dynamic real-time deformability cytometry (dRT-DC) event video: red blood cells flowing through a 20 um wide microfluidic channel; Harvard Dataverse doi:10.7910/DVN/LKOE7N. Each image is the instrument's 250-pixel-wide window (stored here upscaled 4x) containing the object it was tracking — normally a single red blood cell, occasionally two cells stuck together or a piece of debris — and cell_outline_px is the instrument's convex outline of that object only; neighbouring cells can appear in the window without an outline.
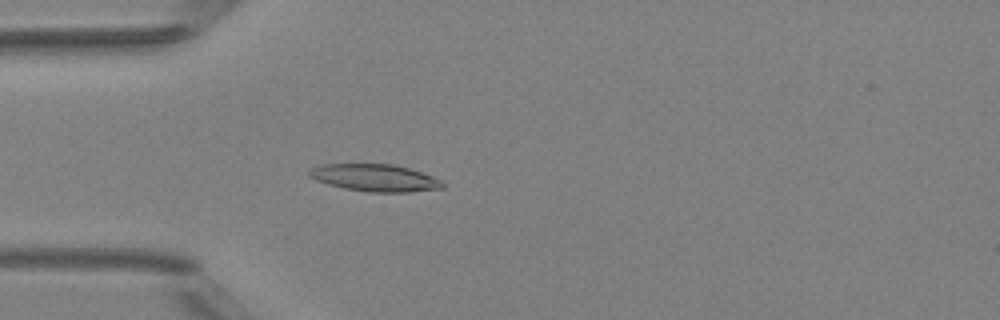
{"species": "Egyptian fruit bat (a non-hibernating species)", "species_latin": "Rousettus aegyptiacus", "temperature_condition": "room temperature", "stored_images_in_passage": 4, "camera_frame_rate_fps": 3000, "um_per_image_px": 0.085, "animal": {"sex": "female"}, "frame": {"image": 1, "passage_image": 4, "time_ms": 4.667, "image_size_px": [1000, 320], "cell_outline_px": [[444, 188], [408, 192], [368, 192], [344, 188], [328, 184], [316, 180], [308, 176], [308, 172], [312, 168], [320, 164], [392, 164], [408, 168], [432, 176], [440, 180], [444, 184]], "centroid_in_image_um": [31.85, 15.11], "position_along_channel_um": 53.2, "area_um2": 21.04}}